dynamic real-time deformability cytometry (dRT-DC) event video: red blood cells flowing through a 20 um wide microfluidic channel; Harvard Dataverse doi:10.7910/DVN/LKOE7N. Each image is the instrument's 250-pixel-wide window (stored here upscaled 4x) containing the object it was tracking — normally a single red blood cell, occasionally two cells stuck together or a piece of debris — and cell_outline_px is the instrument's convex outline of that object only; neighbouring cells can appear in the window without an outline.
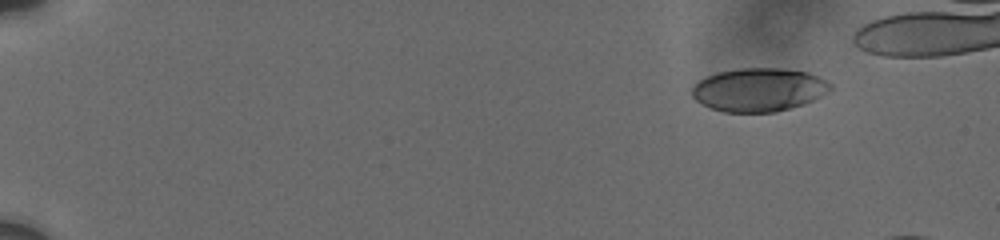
{"species": "human", "species_latin": "Homo sapiens", "temperature_condition": "cold", "stored_images_in_passage": 63, "camera_frame_rate_fps": 3000, "um_per_image_px": 0.085, "donor": {"sex": "male"}, "frame": {"image": 1, "passage_image": 1, "time_ms": 0.0, "image_size_px": [1000, 240], "cell_outline_px": [[832, 88], [828, 92], [812, 100], [776, 112], [724, 112], [712, 108], [696, 100], [692, 96], [692, 84], [708, 76], [720, 72], [740, 68], [780, 68], [808, 72], [832, 84]], "centroid_in_image_um": [64.48, 7.62], "position_along_channel_um": 20.5, "area_um2": 34.62}}
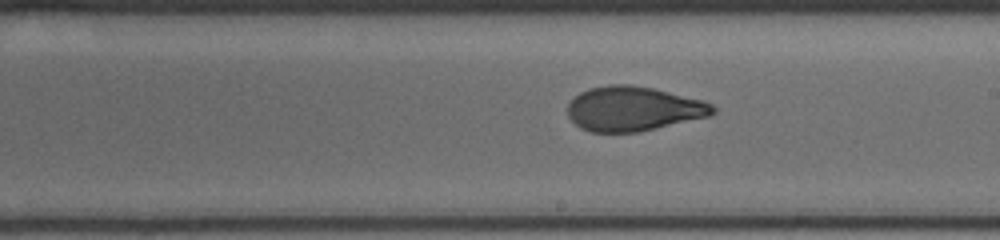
{"frame": {"image": 2, "passage_image": 43, "time_ms": 9.667, "image_size_px": [1000, 240], "cell_outline_px": [[716, 112], [708, 116], [640, 132], [592, 132], [580, 128], [568, 116], [568, 104], [580, 92], [588, 88], [608, 84], [632, 84], [652, 88], [704, 100], [712, 104], [716, 108]], "centroid_in_image_um": [53.84, 9.24], "position_along_channel_um": 235.2, "area_um2": 37.74}}
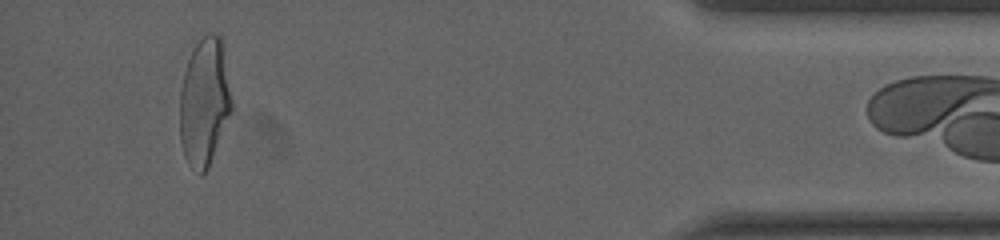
{"frame": {"image": 3, "passage_image": 62, "time_ms": 16.0, "image_size_px": [1000, 240], "cell_outline_px": [[232, 112], [208, 168], [200, 176], [188, 164], [184, 156], [180, 140], [180, 88], [184, 72], [188, 60], [196, 44], [208, 32], [216, 32], [220, 36], [232, 100]], "centroid_in_image_um": [17.36, 8.71], "position_along_channel_um": 417.8, "area_um2": 38.61}}